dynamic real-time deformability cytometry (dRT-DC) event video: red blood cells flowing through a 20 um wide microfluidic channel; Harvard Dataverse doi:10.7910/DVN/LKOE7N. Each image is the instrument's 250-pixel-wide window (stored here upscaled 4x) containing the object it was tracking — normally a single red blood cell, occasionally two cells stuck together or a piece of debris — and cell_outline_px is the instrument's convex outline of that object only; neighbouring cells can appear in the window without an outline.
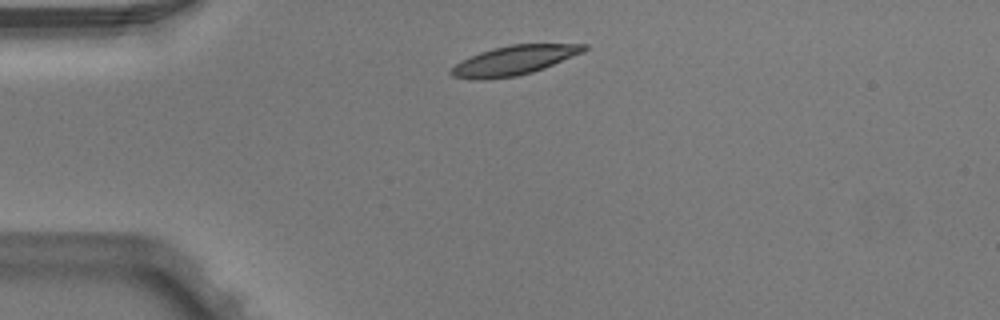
{"species": "Egyptian fruit bat (a non-hibernating species)", "species_latin": "Rousettus aegyptiacus", "temperature_condition": "warm", "stored_images_in_passage": 5, "camera_frame_rate_fps": 3000, "um_per_image_px": 0.085, "animal": {"sex": "male"}, "frame": {"image": 1, "passage_image": 1, "time_ms": 0.0, "image_size_px": [1000, 320], "cell_outline_px": [[588, 48], [584, 52], [544, 68], [532, 72], [516, 76], [484, 80], [472, 80], [452, 76], [448, 72], [460, 60], [480, 52], [492, 48], [512, 44], [588, 44]], "centroid_in_image_um": [43.67, 5.13], "position_along_channel_um": 41.3, "area_um2": 22.83}}
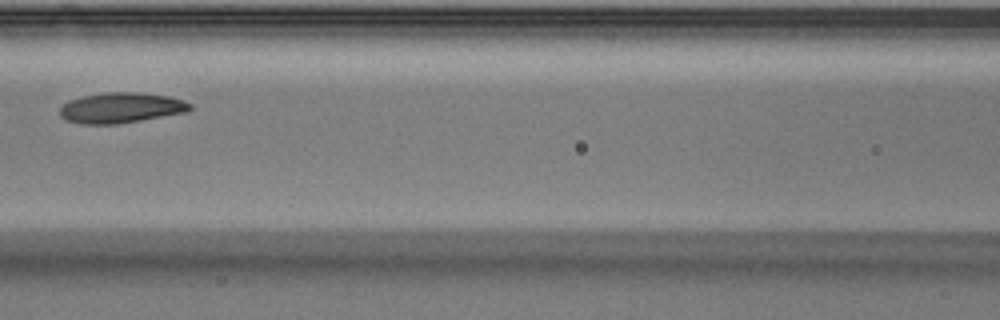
{"frame": {"image": 2, "passage_image": 4, "time_ms": 1.0, "image_size_px": [1000, 320], "cell_outline_px": [[192, 108], [188, 112], [116, 124], [80, 124], [68, 120], [60, 116], [60, 108], [68, 100], [84, 96], [104, 92], [132, 92], [168, 96], [184, 100], [192, 104]], "centroid_in_image_um": [10.3, 9.16], "position_along_channel_um": 156.3, "area_um2": 23.0}}
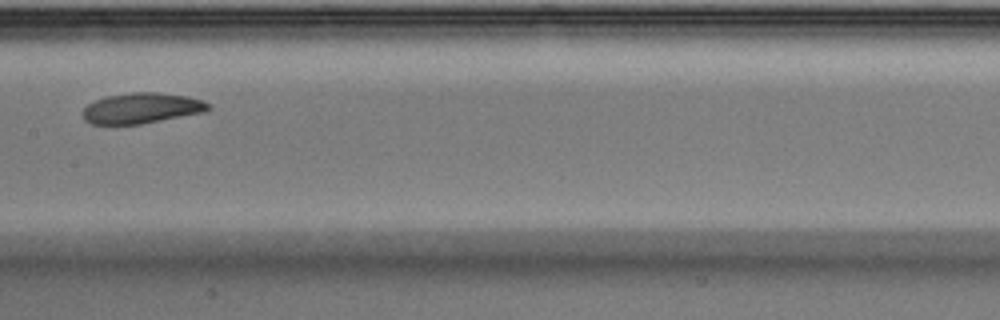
{"frame": {"image": 3, "passage_image": 5, "time_ms": 1.333, "image_size_px": [1000, 320], "cell_outline_px": [[212, 108], [204, 112], [140, 124], [92, 124], [84, 120], [80, 112], [88, 104], [104, 96], [132, 92], [160, 92], [188, 96], [204, 100], [212, 104]], "centroid_in_image_um": [12.05, 9.18], "position_along_channel_um": 195.4, "area_um2": 22.66}}